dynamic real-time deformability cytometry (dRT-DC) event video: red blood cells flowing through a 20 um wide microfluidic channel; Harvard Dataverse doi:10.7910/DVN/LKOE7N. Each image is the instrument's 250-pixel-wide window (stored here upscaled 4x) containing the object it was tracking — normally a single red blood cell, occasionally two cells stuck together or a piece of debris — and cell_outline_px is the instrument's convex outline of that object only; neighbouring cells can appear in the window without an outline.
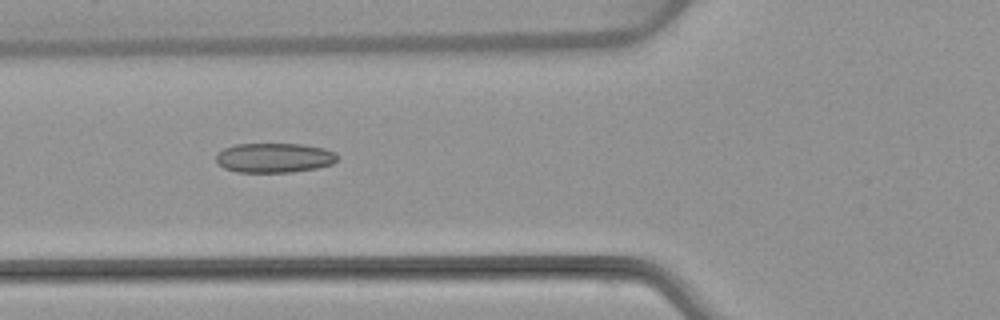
{"species": "common noctule bat (a hibernating species)", "species_latin": "Nyctalus noctula", "temperature_condition": "warm", "stored_images_in_passage": 5, "camera_frame_rate_fps": 3000, "um_per_image_px": 0.085, "animal": {"sex": "female", "body_mass_g": 22.7, "forearm_length_mm": 54.2}, "frame": {"image": 1, "passage_image": 4, "time_ms": 3.333, "image_size_px": [1000, 320], "cell_outline_px": [[336, 160], [332, 164], [316, 168], [292, 172], [236, 172], [224, 168], [216, 160], [216, 152], [224, 148], [236, 144], [304, 144], [324, 148], [336, 152]], "centroid_in_image_um": [23.3, 13.41], "position_along_channel_um": 102.5, "area_um2": 20.98}}
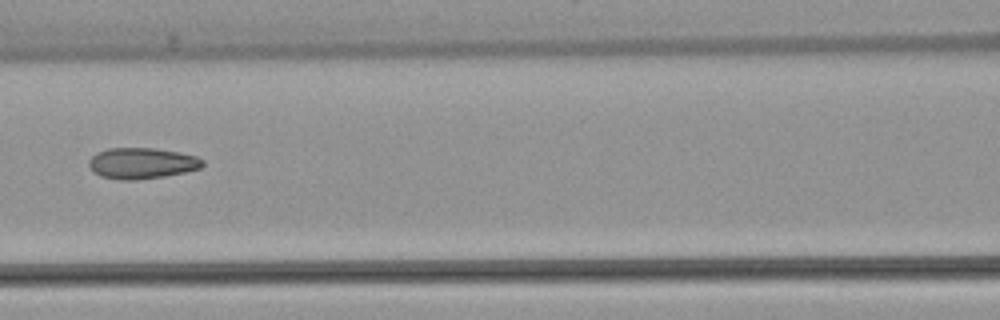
{"frame": {"image": 2, "passage_image": 5, "time_ms": 4.667, "image_size_px": [1000, 320], "cell_outline_px": [[204, 164], [200, 168], [184, 172], [164, 176], [136, 180], [120, 180], [100, 176], [92, 172], [88, 164], [88, 160], [96, 152], [108, 148], [156, 148], [180, 152], [196, 156], [204, 160]], "centroid_in_image_um": [12.03, 13.87], "position_along_channel_um": 154.6, "area_um2": 20.75}}